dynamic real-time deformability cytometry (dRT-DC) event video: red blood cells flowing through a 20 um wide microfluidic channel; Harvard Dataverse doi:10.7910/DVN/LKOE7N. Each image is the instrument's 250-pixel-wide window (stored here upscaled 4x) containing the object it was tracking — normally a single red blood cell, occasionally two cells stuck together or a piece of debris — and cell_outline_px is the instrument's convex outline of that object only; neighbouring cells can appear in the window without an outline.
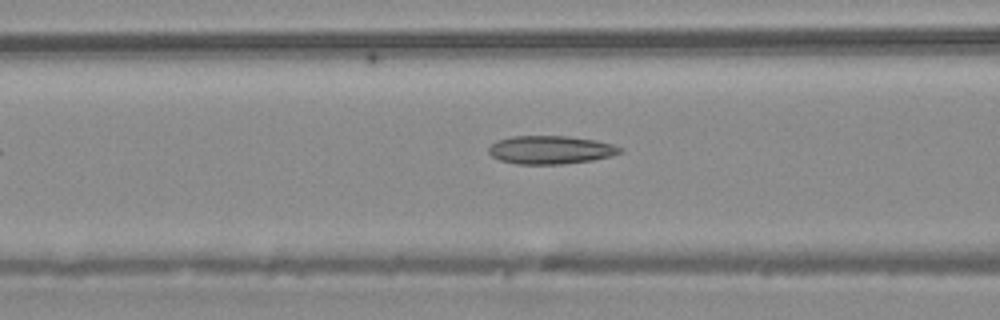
{"species": "common noctule bat (a hibernating species)", "species_latin": "Nyctalus noctula", "temperature_condition": "warm", "stored_images_in_passage": 7, "camera_frame_rate_fps": 3000, "um_per_image_px": 0.085, "animal": {"sex": "male", "body_mass_g": 20.4}, "frame": {"image": 1, "passage_image": 5, "time_ms": 1.333, "image_size_px": [1000, 320], "cell_outline_px": [[624, 152], [612, 156], [592, 160], [560, 164], [516, 164], [500, 160], [492, 156], [488, 152], [488, 148], [496, 140], [512, 136], [568, 136], [596, 140], [612, 144], [624, 148]], "centroid_in_image_um": [46.82, 12.73], "position_along_channel_um": 119.8, "area_um2": 21.79}}